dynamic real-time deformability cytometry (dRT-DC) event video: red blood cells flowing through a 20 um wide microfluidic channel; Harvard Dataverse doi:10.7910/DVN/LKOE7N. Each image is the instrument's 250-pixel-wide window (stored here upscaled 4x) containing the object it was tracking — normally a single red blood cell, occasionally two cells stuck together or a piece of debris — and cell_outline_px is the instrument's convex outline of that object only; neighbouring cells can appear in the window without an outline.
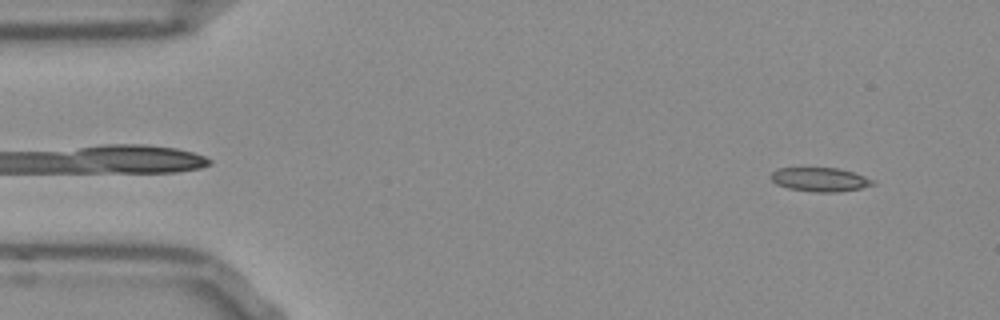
{"species": "Egyptian fruit bat (a non-hibernating species)", "species_latin": "Rousettus aegyptiacus", "temperature_condition": "room temperature", "stored_images_in_passage": 53, "segment_of_instrument_passage": [1, 2], "camera_frame_rate_fps": 3000, "um_per_image_px": 0.085, "frame": {"image": 1, "passage_image": 4, "time_ms": 1.0, "image_size_px": [1000, 320], "cell_outline_px": [[876, 184], [860, 188], [836, 192], [816, 192], [788, 188], [776, 184], [768, 176], [776, 168], [836, 168], [852, 172], [876, 180]], "centroid_in_image_um": [69.68, 15.25], "position_along_channel_um": 15.3, "area_um2": 14.22}}
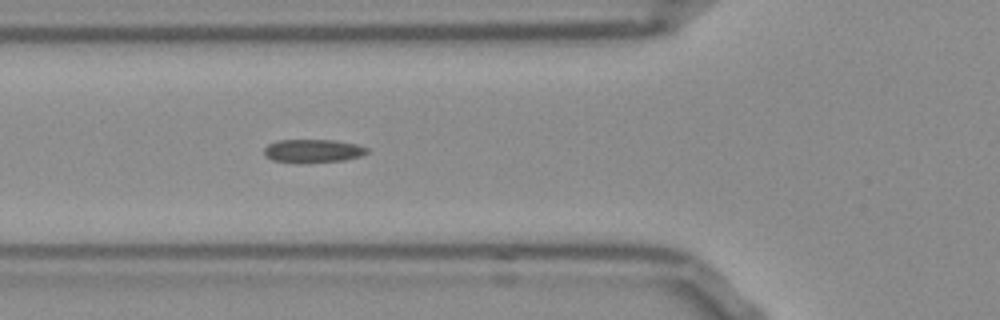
{"frame": {"image": 2, "passage_image": 18, "time_ms": 5.667, "image_size_px": [1000, 320], "cell_outline_px": [[368, 152], [360, 156], [344, 160], [272, 160], [264, 156], [264, 148], [268, 144], [276, 140], [336, 140], [356, 144], [368, 148]], "centroid_in_image_um": [26.6, 12.77], "position_along_channel_um": 99.2, "area_um2": 13.24}}
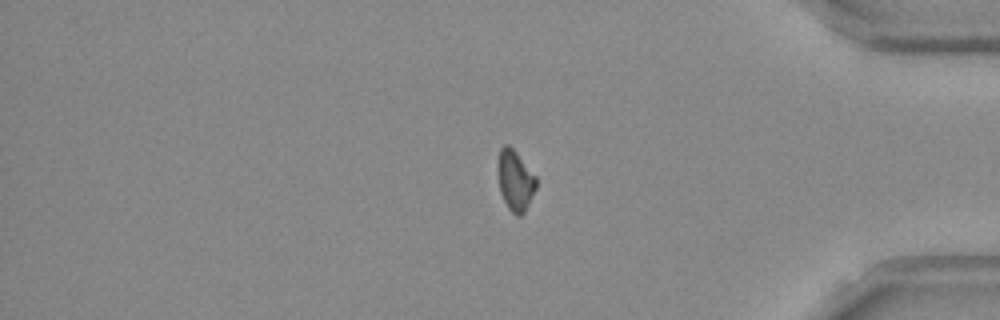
{"frame": {"image": 3, "passage_image": 43, "time_ms": 14.0, "image_size_px": [1000, 320], "cell_outline_px": [[536, 188], [524, 212], [520, 216], [516, 216], [508, 208], [500, 192], [496, 168], [500, 148], [504, 144], [508, 144], [516, 152], [536, 176]], "centroid_in_image_um": [43.76, 15.32], "position_along_channel_um": 391.4, "area_um2": 13.58}}